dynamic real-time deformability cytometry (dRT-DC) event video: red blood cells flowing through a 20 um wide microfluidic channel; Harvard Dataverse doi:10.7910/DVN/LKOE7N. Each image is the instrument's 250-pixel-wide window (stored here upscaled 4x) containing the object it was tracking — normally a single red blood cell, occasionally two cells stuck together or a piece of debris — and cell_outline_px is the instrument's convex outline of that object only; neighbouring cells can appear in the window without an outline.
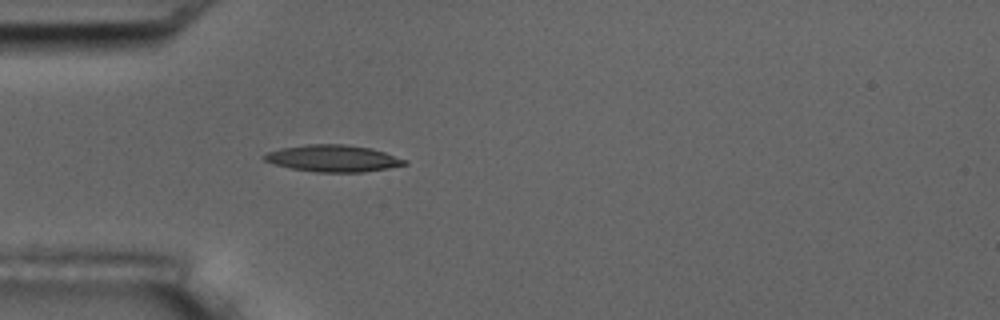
{"species": "common noctule bat (a hibernating species)", "species_latin": "Nyctalus noctula", "temperature_condition": "room temperature", "stored_images_in_passage": 3, "camera_frame_rate_fps": 3000, "um_per_image_px": 0.085, "animal": {"sex": "male", "body_mass_g": 17.5, "forearm_length_mm": 52.3}, "frame": {"image": 1, "passage_image": 3, "time_ms": 3.333, "image_size_px": [1000, 320], "cell_outline_px": [[408, 164], [388, 168], [364, 172], [316, 172], [292, 168], [276, 164], [264, 160], [264, 156], [268, 152], [280, 148], [308, 144], [344, 144], [372, 148], [408, 160]], "centroid_in_image_um": [28.36, 13.46], "position_along_channel_um": 56.6, "area_um2": 21.79}}